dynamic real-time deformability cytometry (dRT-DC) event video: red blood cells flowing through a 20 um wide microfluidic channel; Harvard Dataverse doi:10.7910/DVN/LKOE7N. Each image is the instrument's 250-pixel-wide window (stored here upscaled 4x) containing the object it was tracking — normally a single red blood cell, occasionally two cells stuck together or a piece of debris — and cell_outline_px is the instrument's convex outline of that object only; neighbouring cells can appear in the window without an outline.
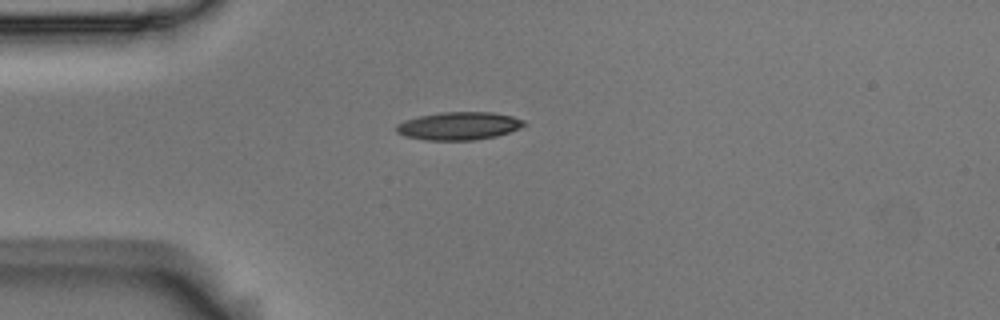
{"species": "Egyptian fruit bat (a non-hibernating species)", "species_latin": "Rousettus aegyptiacus", "temperature_condition": "room temperature", "stored_images_in_passage": 10, "camera_frame_rate_fps": 3000, "um_per_image_px": 0.085, "animal": {"sex": "male"}, "frame": {"image": 1, "passage_image": 5, "time_ms": 1.333, "image_size_px": [1000, 320], "cell_outline_px": [[528, 124], [520, 128], [496, 136], [472, 140], [424, 140], [404, 136], [396, 132], [396, 124], [404, 120], [420, 116], [440, 112], [492, 112], [512, 116], [524, 120]], "centroid_in_image_um": [38.99, 10.7], "position_along_channel_um": 46.0, "area_um2": 20.87}}
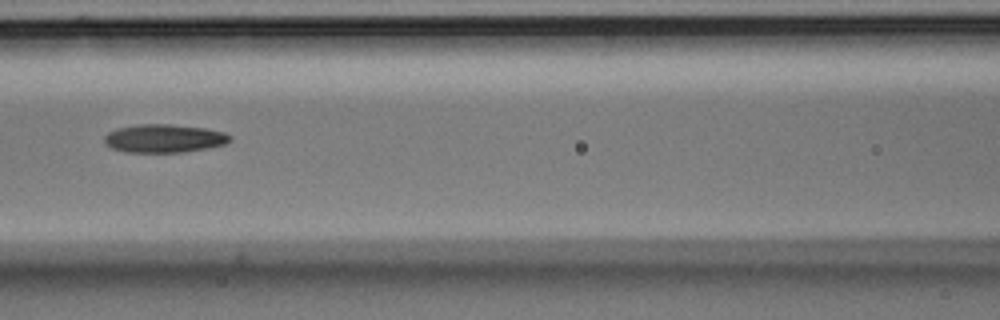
{"frame": {"image": 2, "passage_image": 8, "time_ms": 2.333, "image_size_px": [1000, 320], "cell_outline_px": [[232, 140], [224, 144], [184, 152], [124, 152], [112, 148], [104, 144], [104, 136], [108, 132], [116, 128], [136, 124], [172, 124], [204, 128], [224, 132], [232, 136]], "centroid_in_image_um": [13.91, 11.76], "position_along_channel_um": 152.7, "area_um2": 20.81}}
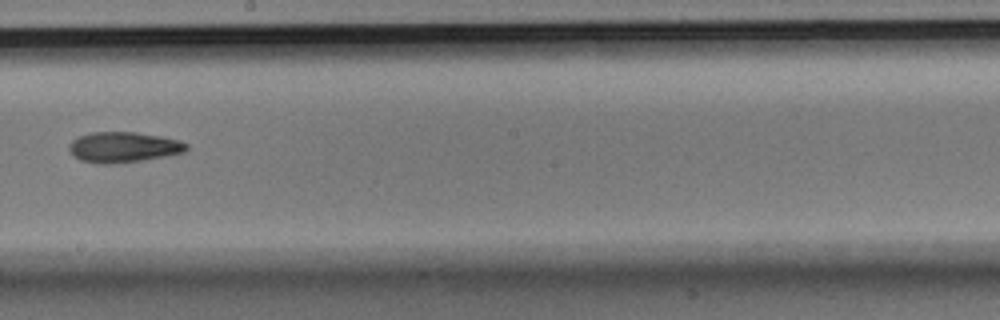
{"frame": {"image": 3, "passage_image": 10, "time_ms": 3.0, "image_size_px": [1000, 320], "cell_outline_px": [[188, 148], [184, 152], [144, 160], [112, 164], [96, 164], [80, 160], [72, 156], [68, 148], [72, 140], [80, 136], [92, 132], [136, 132], [160, 136], [180, 140], [188, 144]], "centroid_in_image_um": [10.47, 12.52], "position_along_channel_um": 237.7, "area_um2": 20.98}}